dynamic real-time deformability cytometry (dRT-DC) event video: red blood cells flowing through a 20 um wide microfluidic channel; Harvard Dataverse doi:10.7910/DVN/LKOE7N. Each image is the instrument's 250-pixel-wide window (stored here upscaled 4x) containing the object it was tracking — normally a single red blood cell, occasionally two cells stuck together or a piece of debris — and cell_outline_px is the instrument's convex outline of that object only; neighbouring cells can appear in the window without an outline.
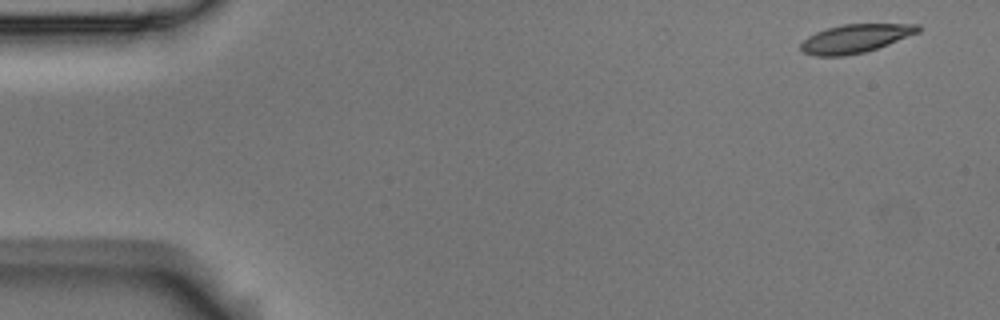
{"species": "Egyptian fruit bat (a non-hibernating species)", "species_latin": "Rousettus aegyptiacus", "temperature_condition": "room temperature", "stored_images_in_passage": 4, "camera_frame_rate_fps": 3000, "um_per_image_px": 0.085, "animal": {"sex": "male"}, "frame": {"image": 1, "passage_image": 1, "time_ms": 0.0, "image_size_px": [1000, 320], "cell_outline_px": [[920, 32], [888, 44], [864, 52], [844, 56], [816, 56], [804, 52], [800, 48], [800, 44], [808, 36], [816, 32], [828, 28], [844, 24], [920, 24]], "centroid_in_image_um": [72.71, 3.27], "position_along_channel_um": 12.3, "area_um2": 19.31}}